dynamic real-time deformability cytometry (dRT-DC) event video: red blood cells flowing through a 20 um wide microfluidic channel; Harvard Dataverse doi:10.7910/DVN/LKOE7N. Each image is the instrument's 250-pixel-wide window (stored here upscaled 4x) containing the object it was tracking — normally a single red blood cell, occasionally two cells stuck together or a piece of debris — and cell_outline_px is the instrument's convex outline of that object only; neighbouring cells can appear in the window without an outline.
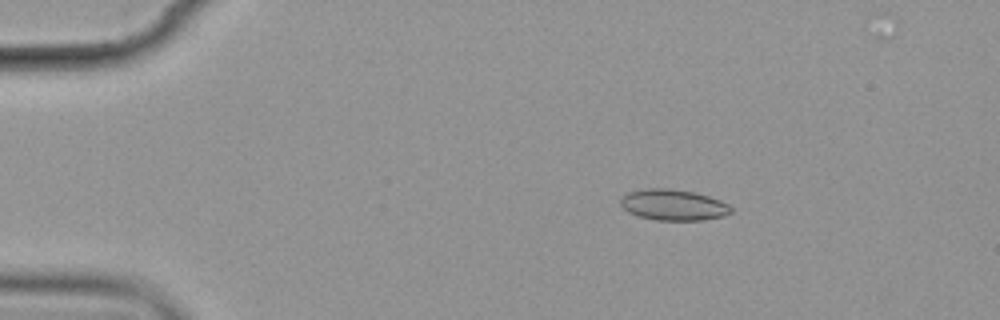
{"species": "common noctule bat (a hibernating species)", "species_latin": "Nyctalus noctula", "temperature_condition": "cold", "stored_images_in_passage": 15, "camera_frame_rate_fps": 3000, "um_per_image_px": 0.085, "animal": {"sex": "female", "body_mass_g": 19.9}, "frame": {"image": 1, "passage_image": 3, "time_ms": 2.333, "image_size_px": [1000, 320], "cell_outline_px": [[732, 212], [724, 216], [704, 220], [656, 220], [640, 216], [628, 212], [620, 204], [620, 200], [628, 192], [648, 188], [668, 188], [692, 192], [708, 196], [720, 200], [728, 204], [732, 208]], "centroid_in_image_um": [57.25, 17.42], "position_along_channel_um": 27.7, "area_um2": 19.83}}
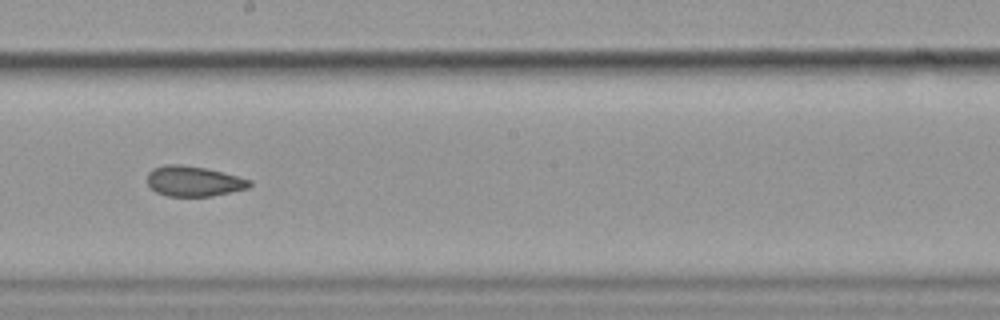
{"frame": {"image": 2, "passage_image": 9, "time_ms": 10.0, "image_size_px": [1000, 320], "cell_outline_px": [[252, 184], [248, 188], [212, 196], [168, 196], [156, 192], [148, 184], [148, 172], [152, 168], [164, 164], [180, 164], [208, 168], [252, 180]], "centroid_in_image_um": [16.46, 15.39], "position_along_channel_um": 231.7, "area_um2": 18.15}}
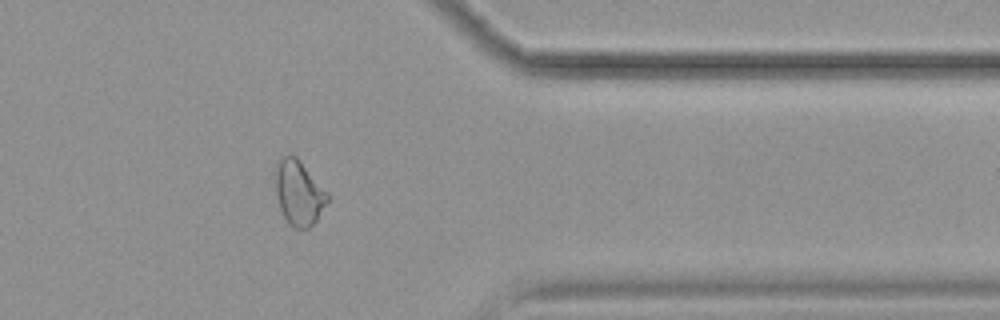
{"frame": {"image": 3, "passage_image": 13, "time_ms": 14.667, "image_size_px": [1000, 320], "cell_outline_px": [[328, 200], [316, 220], [308, 228], [296, 228], [288, 224], [280, 208], [276, 196], [272, 172], [276, 164], [284, 156], [296, 156], [300, 160], [328, 192]], "centroid_in_image_um": [25.35, 16.36], "position_along_channel_um": 386.0, "area_um2": 19.83}, "authors_computed_cell_mechanics": {"area_um2": 19.5942, "velocity_mm_per_s": 3.5427, "shape_relaxation_time_tau1_ms": 6.3151, "shape_relaxation_time_tau2_ms": 2.0865, "deformation_change_tau1": 0.098, "deformation_change_tau2": 0.0534}}